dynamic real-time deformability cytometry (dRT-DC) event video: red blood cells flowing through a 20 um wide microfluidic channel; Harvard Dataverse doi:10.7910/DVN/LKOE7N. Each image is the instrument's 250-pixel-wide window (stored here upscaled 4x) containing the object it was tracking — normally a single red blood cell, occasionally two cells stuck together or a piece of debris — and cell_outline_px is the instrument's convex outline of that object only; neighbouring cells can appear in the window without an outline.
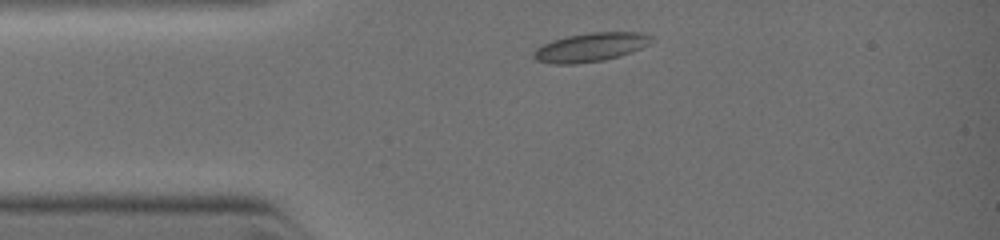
{"species": "common noctule bat (a hibernating species)", "species_latin": "Nyctalus noctula", "temperature_condition": "warm", "stored_images_in_passage": 6, "camera_frame_rate_fps": 3000, "um_per_image_px": 0.085, "animal": {"sex": "female", "body_mass_g": 19.0, "forearm_length_mm": 51.5}, "frame": {"image": 1, "passage_image": 1, "time_ms": 0.0, "image_size_px": [1000, 240], "cell_outline_px": [[652, 36], [648, 44], [640, 48], [604, 60], [572, 64], [556, 64], [536, 60], [532, 56], [532, 52], [536, 48], [552, 40], [568, 36], [592, 32], [640, 32]], "centroid_in_image_um": [50.14, 4.01], "position_along_channel_um": 34.9, "area_um2": 19.36}}
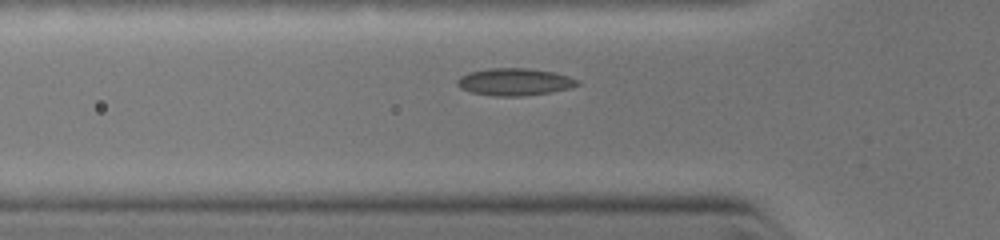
{"frame": {"image": 2, "passage_image": 4, "time_ms": 1.333, "image_size_px": [1000, 240], "cell_outline_px": [[580, 84], [568, 88], [548, 92], [520, 96], [496, 96], [472, 92], [456, 84], [456, 80], [460, 76], [468, 72], [488, 68], [532, 68], [552, 72], [568, 76], [580, 80]], "centroid_in_image_um": [43.73, 6.94], "position_along_channel_um": 82.1, "area_um2": 18.9}}
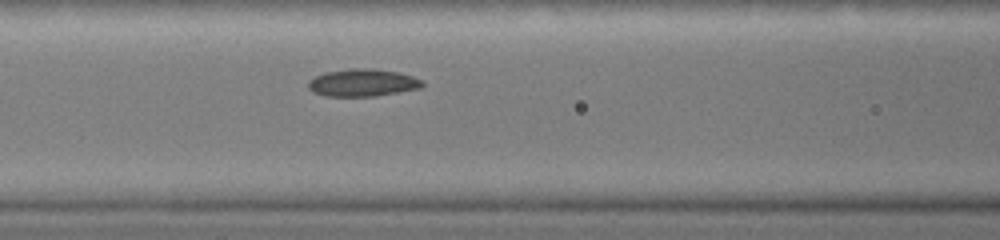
{"frame": {"image": 3, "passage_image": 6, "time_ms": 2.333, "image_size_px": [1000, 240], "cell_outline_px": [[424, 84], [420, 88], [372, 96], [324, 96], [312, 92], [308, 88], [308, 80], [324, 72], [348, 68], [372, 68], [400, 72], [424, 80]], "centroid_in_image_um": [30.8, 7.01], "position_along_channel_um": 135.8, "area_um2": 18.38}}